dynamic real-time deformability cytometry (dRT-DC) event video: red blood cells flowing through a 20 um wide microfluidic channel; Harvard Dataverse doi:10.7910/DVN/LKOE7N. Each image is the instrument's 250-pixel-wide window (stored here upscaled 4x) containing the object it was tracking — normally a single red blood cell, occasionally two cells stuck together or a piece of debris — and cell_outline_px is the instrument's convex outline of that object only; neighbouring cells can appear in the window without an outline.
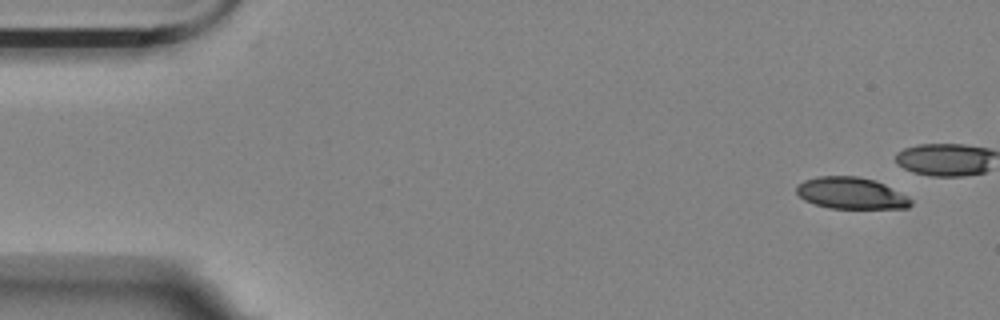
{"species": "Egyptian fruit bat (a non-hibernating species)", "species_latin": "Rousettus aegyptiacus", "temperature_condition": "room temperature", "stored_images_in_passage": 7, "segment_of_instrument_passage": [1, 2], "camera_frame_rate_fps": 3000, "um_per_image_px": 0.085, "animal": {"sex": "female"}, "frame": {"image": 1, "passage_image": 1, "time_ms": 0.0, "image_size_px": [1000, 320], "cell_outline_px": [[912, 204], [908, 208], [828, 208], [804, 200], [796, 192], [796, 188], [804, 180], [816, 176], [860, 176], [876, 180], [908, 196], [912, 200]], "centroid_in_image_um": [72.36, 16.41], "position_along_channel_um": 12.6, "area_um2": 21.1}}
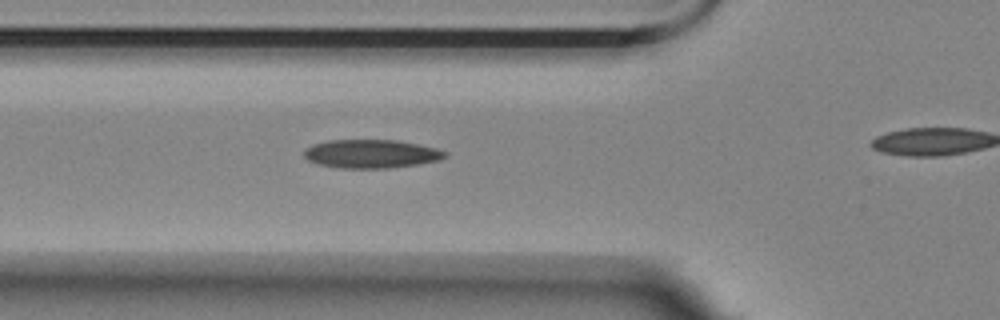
{"frame": {"image": 2, "passage_image": 6, "time_ms": 1.667, "image_size_px": [1000, 320], "cell_outline_px": [[448, 156], [440, 160], [416, 164], [388, 168], [340, 168], [316, 164], [308, 160], [304, 156], [304, 152], [312, 144], [328, 140], [396, 140], [436, 148], [448, 152]], "centroid_in_image_um": [31.55, 13.08], "position_along_channel_um": 94.2, "area_um2": 23.41}}